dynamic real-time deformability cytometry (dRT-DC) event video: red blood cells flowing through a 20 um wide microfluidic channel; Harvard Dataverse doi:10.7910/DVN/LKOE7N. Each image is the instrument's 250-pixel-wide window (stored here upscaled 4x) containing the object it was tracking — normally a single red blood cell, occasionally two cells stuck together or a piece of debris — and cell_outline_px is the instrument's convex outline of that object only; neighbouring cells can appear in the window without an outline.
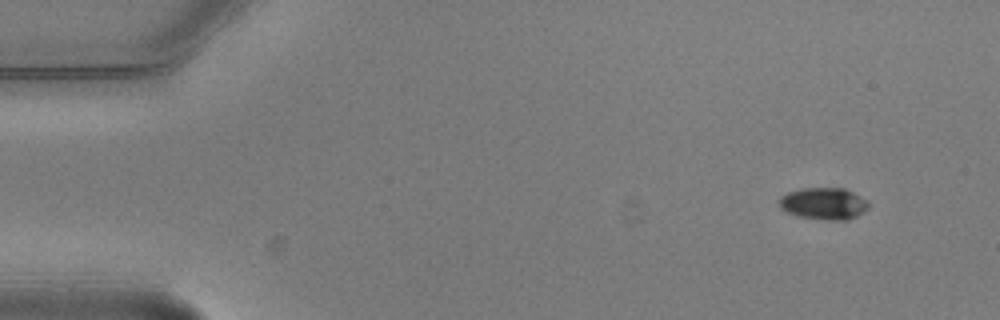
{"species": "common noctule bat (a hibernating species)", "species_latin": "Nyctalus noctula", "temperature_condition": "warm", "stored_images_in_passage": 5, "camera_frame_rate_fps": 3000, "um_per_image_px": 0.085, "animal": {"sex": "male", "body_mass_g": 20.5, "forearm_length_mm": 52.5}, "frame": {"image": 1, "passage_image": 1, "time_ms": 0.0, "image_size_px": [1000, 320], "cell_outline_px": [[868, 208], [864, 212], [848, 220], [828, 220], [796, 216], [780, 208], [780, 196], [788, 192], [800, 188], [844, 188], [868, 200]], "centroid_in_image_um": [70.02, 17.3], "position_along_channel_um": 15.0, "area_um2": 16.65}}
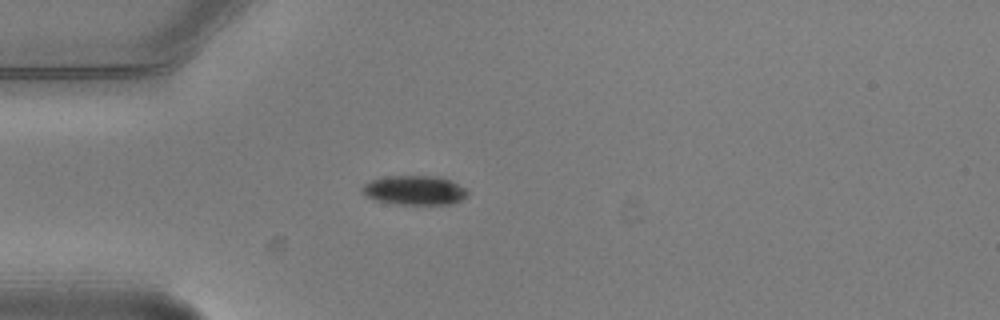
{"frame": {"image": 2, "passage_image": 4, "time_ms": 1.0, "image_size_px": [1000, 320], "cell_outline_px": [[468, 196], [452, 204], [400, 204], [376, 200], [368, 196], [360, 188], [364, 184], [372, 180], [384, 176], [436, 176], [448, 180], [464, 188], [468, 192]], "centroid_in_image_um": [35.23, 16.17], "position_along_channel_um": 49.8, "area_um2": 17.69}}